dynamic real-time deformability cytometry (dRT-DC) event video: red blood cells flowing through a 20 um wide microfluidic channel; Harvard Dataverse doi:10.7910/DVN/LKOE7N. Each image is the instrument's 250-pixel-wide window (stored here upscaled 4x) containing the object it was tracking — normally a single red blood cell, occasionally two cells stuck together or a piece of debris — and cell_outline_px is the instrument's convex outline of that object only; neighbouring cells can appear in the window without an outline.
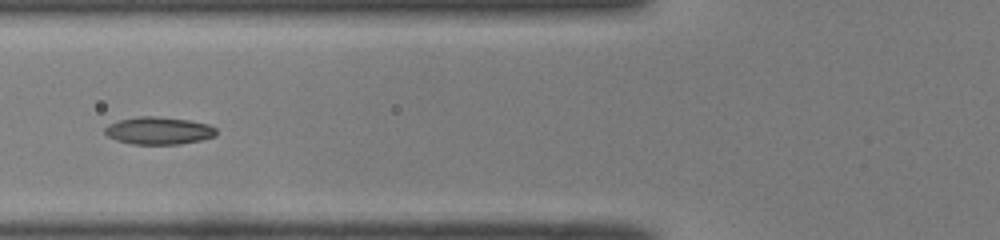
{"species": "common noctule bat (a hibernating species)", "species_latin": "Nyctalus noctula", "temperature_condition": "room temperature", "stored_images_in_passage": 36, "camera_frame_rate_fps": 3000, "um_per_image_px": 0.085, "animal": {"sex": "male", "body_mass_g": 19.0, "forearm_length_mm": 50.8}, "frame": {"image": 1, "passage_image": 9, "time_ms": 2.667, "image_size_px": [1000, 240], "cell_outline_px": [[216, 136], [200, 140], [180, 144], [132, 144], [116, 140], [108, 136], [104, 132], [104, 128], [108, 124], [116, 120], [140, 116], [156, 116], [188, 120], [208, 124], [216, 128]], "centroid_in_image_um": [13.46, 11.1], "position_along_channel_um": 112.3, "area_um2": 17.92}}
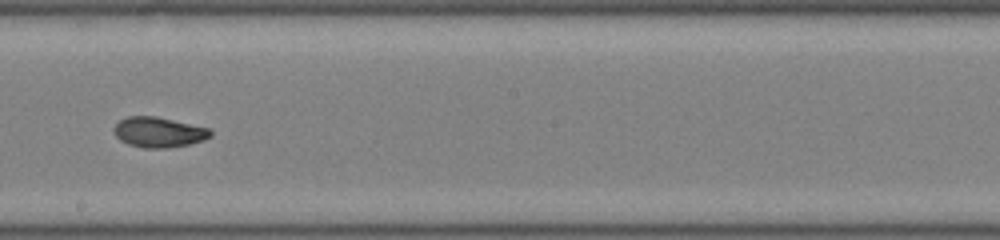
{"frame": {"image": 2, "passage_image": 18, "time_ms": 5.667, "image_size_px": [1000, 240], "cell_outline_px": [[212, 136], [204, 140], [188, 144], [168, 148], [144, 148], [128, 144], [120, 140], [116, 136], [112, 128], [120, 120], [128, 116], [156, 116], [208, 128], [212, 132]], "centroid_in_image_um": [13.47, 11.24], "position_along_channel_um": 234.7, "area_um2": 16.99}}
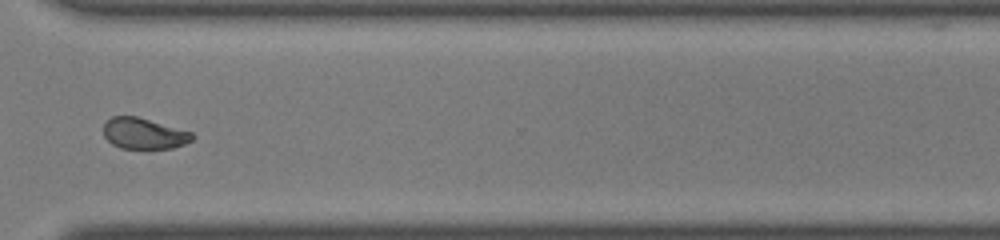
{"frame": {"image": 3, "passage_image": 27, "time_ms": 8.667, "image_size_px": [1000, 240], "cell_outline_px": [[196, 136], [192, 140], [184, 144], [172, 148], [120, 148], [112, 144], [104, 136], [104, 124], [112, 116], [136, 116], [192, 132]], "centroid_in_image_um": [12.24, 11.35], "position_along_channel_um": 358.4, "area_um2": 15.9}, "authors_computed_cell_mechanics": {"area_um2": 17.3689, "velocity_mm_per_s": 4.0956, "shape_relaxation_time_tau1_ms": 5.9422, "shape_relaxation_time_tau2_ms": 2.0652, "deformation_change_tau1": 0.1575, "deformation_change_tau2": 0.0672}}